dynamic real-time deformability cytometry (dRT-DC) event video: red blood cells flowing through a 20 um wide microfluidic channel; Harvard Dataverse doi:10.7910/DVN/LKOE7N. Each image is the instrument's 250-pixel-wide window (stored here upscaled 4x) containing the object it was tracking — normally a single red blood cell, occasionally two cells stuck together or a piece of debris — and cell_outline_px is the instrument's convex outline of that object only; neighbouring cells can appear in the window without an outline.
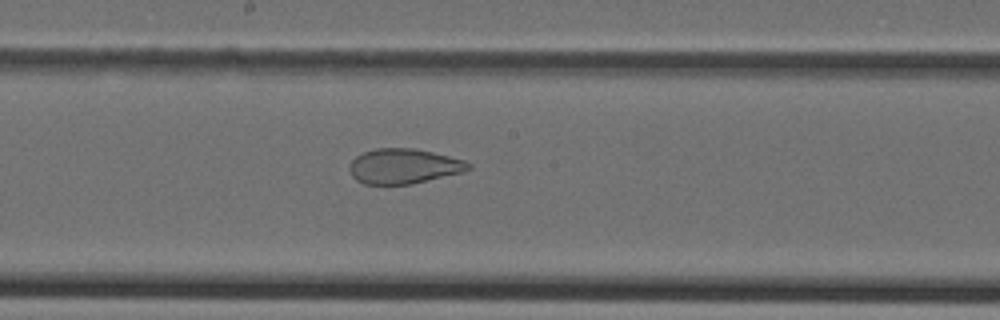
{"species": "Egyptian fruit bat (a non-hibernating species)", "species_latin": "Rousettus aegyptiacus", "temperature_condition": "cold", "stored_images_in_passage": 33, "camera_frame_rate_fps": 3000, "um_per_image_px": 0.085, "animal": {"sex": "female"}, "frame": {"image": 1, "passage_image": 12, "time_ms": 3.667, "image_size_px": [1000, 320], "cell_outline_px": [[472, 168], [464, 172], [412, 184], [364, 184], [356, 180], [352, 176], [348, 168], [352, 160], [356, 156], [364, 152], [376, 148], [416, 148], [464, 160], [472, 164]], "centroid_in_image_um": [34.33, 14.13], "position_along_channel_um": 213.9, "area_um2": 24.39}}
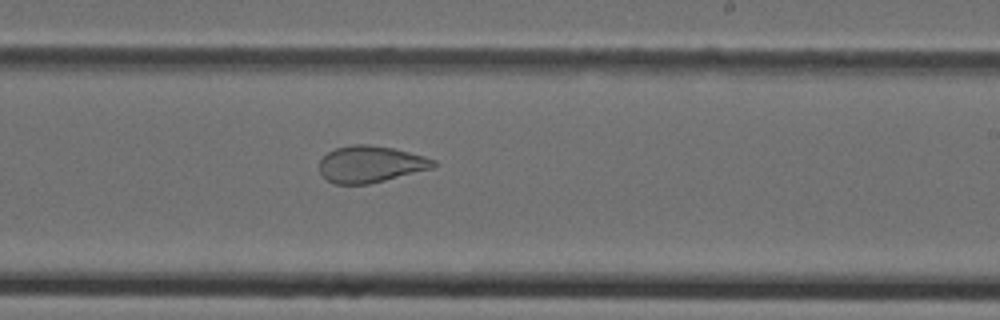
{"frame": {"image": 2, "passage_image": 15, "time_ms": 4.667, "image_size_px": [1000, 320], "cell_outline_px": [[436, 164], [432, 168], [368, 184], [336, 184], [328, 180], [320, 172], [320, 160], [328, 152], [336, 148], [352, 144], [368, 144], [392, 148], [424, 156], [436, 160]], "centroid_in_image_um": [31.48, 13.95], "position_along_channel_um": 257.5, "area_um2": 24.04}}
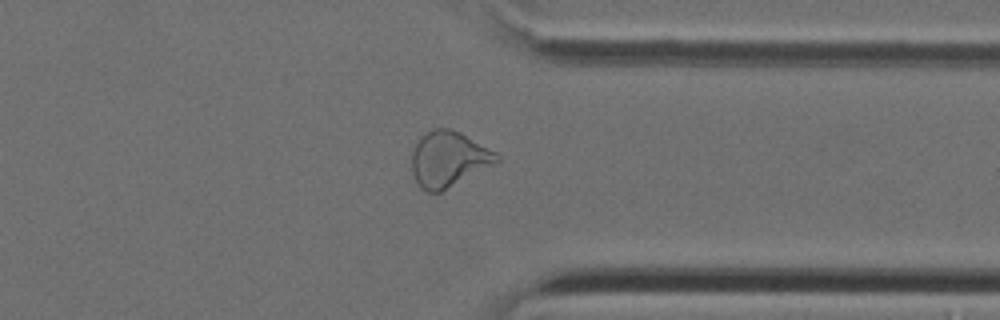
{"frame": {"image": 3, "passage_image": 23, "time_ms": 7.333, "image_size_px": [1000, 320], "cell_outline_px": [[500, 160], [440, 192], [428, 192], [420, 188], [412, 172], [412, 152], [416, 144], [428, 132], [436, 128], [452, 128], [460, 132], [496, 152], [500, 156]], "centroid_in_image_um": [38.12, 13.52], "position_along_channel_um": 373.3, "area_um2": 26.88}}